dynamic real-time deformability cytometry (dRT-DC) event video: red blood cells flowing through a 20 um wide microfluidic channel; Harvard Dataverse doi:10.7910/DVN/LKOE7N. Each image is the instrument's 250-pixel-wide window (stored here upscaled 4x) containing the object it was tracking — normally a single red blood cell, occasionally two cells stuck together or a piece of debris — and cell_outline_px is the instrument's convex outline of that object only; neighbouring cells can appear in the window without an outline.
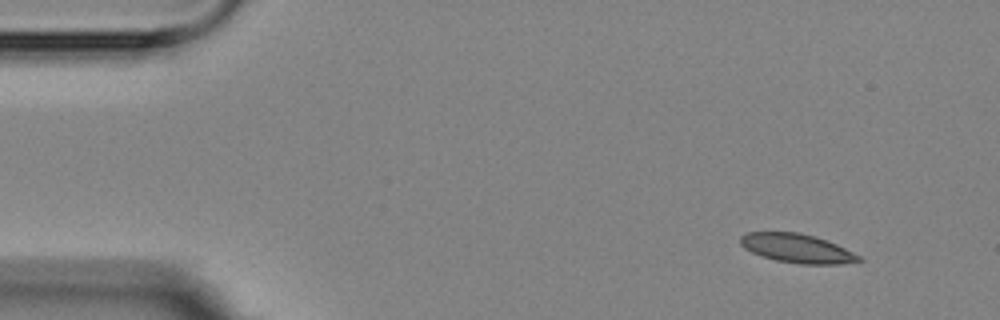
{"species": "Egyptian fruit bat (a non-hibernating species)", "species_latin": "Rousettus aegyptiacus", "temperature_condition": "room temperature", "stored_images_in_passage": 5, "camera_frame_rate_fps": 3000, "um_per_image_px": 0.085, "animal": {"sex": "female"}, "frame": {"image": 1, "passage_image": 1, "time_ms": 0.0, "image_size_px": [1000, 320], "cell_outline_px": [[864, 260], [840, 264], [800, 264], [776, 260], [752, 252], [744, 248], [740, 244], [740, 236], [748, 232], [800, 232], [816, 236], [836, 244], [860, 256]], "centroid_in_image_um": [67.74, 21.1], "position_along_channel_um": 17.3, "area_um2": 19.88}}
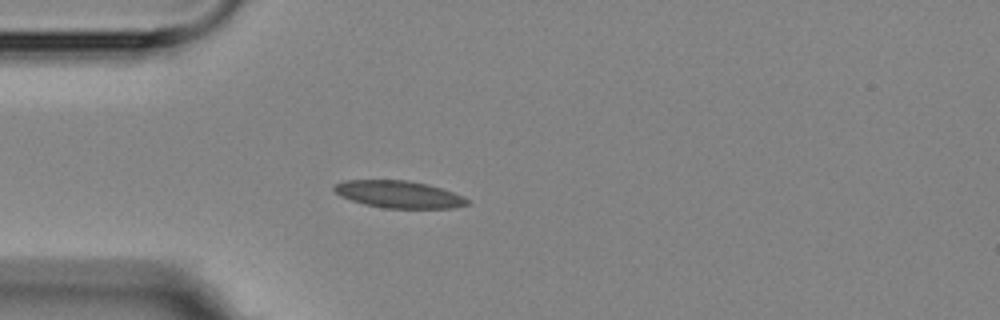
{"frame": {"image": 2, "passage_image": 4, "time_ms": 3.333, "image_size_px": [1000, 320], "cell_outline_px": [[468, 204], [452, 208], [384, 208], [364, 204], [340, 196], [332, 188], [336, 184], [344, 180], [408, 180], [428, 184], [452, 192], [468, 200]], "centroid_in_image_um": [33.86, 16.51], "position_along_channel_um": 51.1, "area_um2": 20.87}}